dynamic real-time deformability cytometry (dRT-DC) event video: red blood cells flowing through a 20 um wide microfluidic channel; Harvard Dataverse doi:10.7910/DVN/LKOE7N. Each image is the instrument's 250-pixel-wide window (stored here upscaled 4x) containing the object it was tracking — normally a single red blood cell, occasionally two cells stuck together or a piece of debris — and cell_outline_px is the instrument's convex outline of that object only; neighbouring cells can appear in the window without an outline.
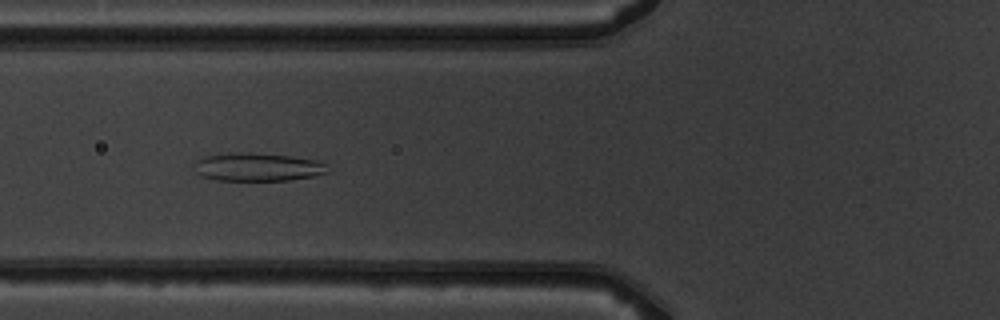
{"species": "common noctule bat (a hibernating species)", "species_latin": "Nyctalus noctula", "temperature_condition": "warm", "stored_images_in_passage": 8, "camera_frame_rate_fps": 3000, "um_per_image_px": 0.085, "animal": {"sex": "male", "body_mass_g": 19.5, "forearm_length_mm": 54.6}, "frame": {"image": 1, "passage_image": 5, "time_ms": 4.667, "image_size_px": [1000, 320], "cell_outline_px": [[328, 172], [312, 176], [288, 180], [216, 180], [200, 176], [196, 172], [192, 164], [196, 160], [204, 156], [236, 152], [248, 152], [292, 156], [316, 160], [324, 164]], "centroid_in_image_um": [21.81, 14.19], "position_along_channel_um": 104.0, "area_um2": 21.91}}
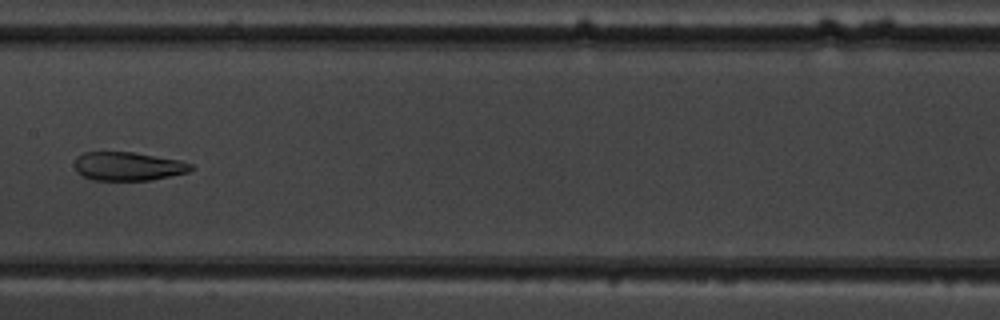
{"frame": {"image": 2, "passage_image": 7, "time_ms": 7.0, "image_size_px": [1000, 320], "cell_outline_px": [[196, 168], [188, 172], [152, 180], [92, 180], [76, 172], [76, 156], [84, 152], [136, 152], [180, 160], [192, 164]], "centroid_in_image_um": [10.92, 14.13], "position_along_channel_um": 196.5, "area_um2": 19.54}}
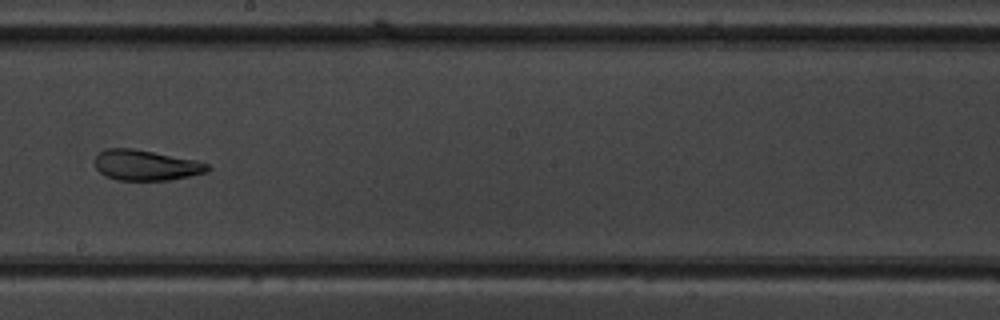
{"frame": {"image": 3, "passage_image": 8, "time_ms": 8.0, "image_size_px": [1000, 320], "cell_outline_px": [[212, 168], [208, 172], [168, 180], [116, 180], [104, 176], [96, 168], [96, 156], [104, 148], [132, 148], [196, 160], [208, 164]], "centroid_in_image_um": [12.4, 14.04], "position_along_channel_um": 235.8, "area_um2": 20.0}}